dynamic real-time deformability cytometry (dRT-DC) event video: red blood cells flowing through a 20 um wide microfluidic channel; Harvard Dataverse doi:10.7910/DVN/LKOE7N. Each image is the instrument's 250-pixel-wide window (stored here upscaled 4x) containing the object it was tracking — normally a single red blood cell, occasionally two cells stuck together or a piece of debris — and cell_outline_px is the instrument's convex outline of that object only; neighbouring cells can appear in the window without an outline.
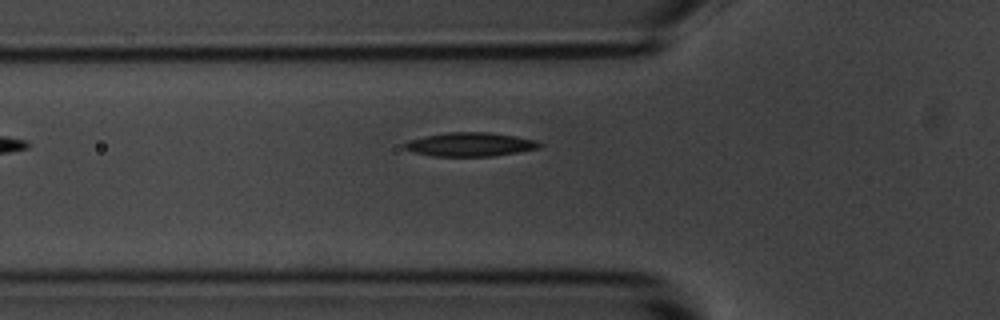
{"species": "common noctule bat (a hibernating species)", "species_latin": "Nyctalus noctula", "temperature_condition": "room temperature", "stored_images_in_passage": 4, "camera_frame_rate_fps": 3000, "um_per_image_px": 0.085, "animal": {"sex": "male", "body_mass_g": 20.1, "forearm_length_mm": 53.5}, "frame": {"image": 1, "passage_image": 4, "time_ms": 4.0, "image_size_px": [1000, 320], "cell_outline_px": [[544, 144], [540, 148], [520, 152], [496, 156], [432, 156], [416, 152], [404, 148], [404, 144], [408, 140], [424, 136], [448, 132], [488, 132], [516, 136], [536, 140]], "centroid_in_image_um": [40.02, 12.27], "position_along_channel_um": 85.8, "area_um2": 18.84}}